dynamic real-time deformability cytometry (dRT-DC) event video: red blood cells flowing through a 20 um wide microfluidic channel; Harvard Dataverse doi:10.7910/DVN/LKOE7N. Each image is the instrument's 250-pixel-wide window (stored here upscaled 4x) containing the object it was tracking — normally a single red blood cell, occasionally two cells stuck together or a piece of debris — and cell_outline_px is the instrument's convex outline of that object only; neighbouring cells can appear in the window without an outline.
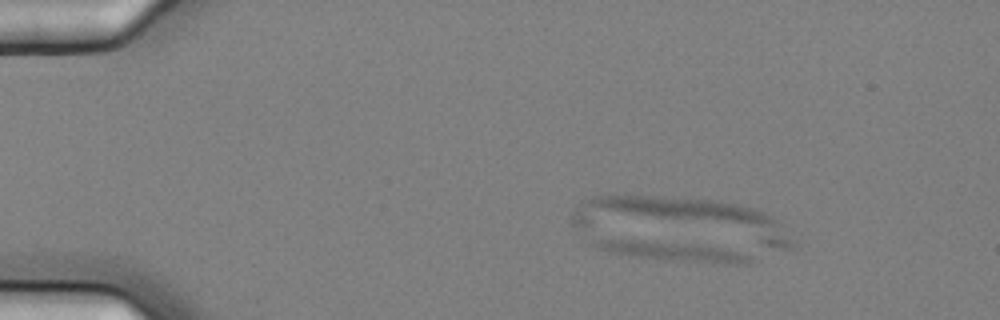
{"species": "common noctule bat (a hibernating species)", "species_latin": "Nyctalus noctula", "temperature_condition": "cold", "stored_images_in_passage": 8, "camera_frame_rate_fps": 3000, "um_per_image_px": 0.085, "animal": {"sex": "female", "body_mass_g": 25.1}, "frame": {"image": 1, "passage_image": 3, "time_ms": 0.667, "image_size_px": [1000, 320], "cell_outline_px": [[752, 260], [744, 264], [728, 264], [632, 256], [608, 252], [596, 248], [592, 244], [596, 240], [640, 240], [696, 244], [736, 252], [752, 256]], "centroid_in_image_um": [57.14, 21.36], "position_along_channel_um": 27.9, "area_um2": 16.59}}